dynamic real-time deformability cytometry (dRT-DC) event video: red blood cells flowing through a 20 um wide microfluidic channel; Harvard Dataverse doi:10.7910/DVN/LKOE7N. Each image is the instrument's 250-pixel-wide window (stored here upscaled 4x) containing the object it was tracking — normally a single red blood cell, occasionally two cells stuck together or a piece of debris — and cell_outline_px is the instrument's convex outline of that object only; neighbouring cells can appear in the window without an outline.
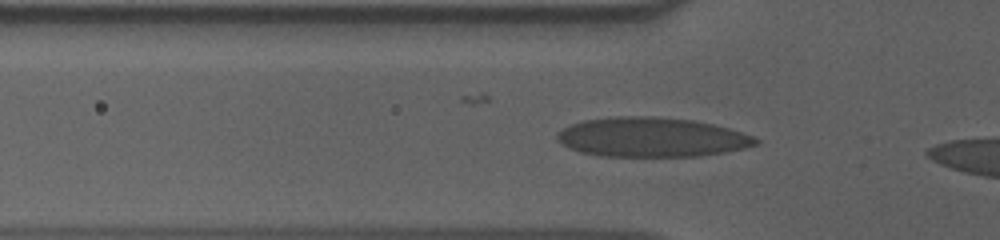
{"species": "human", "species_latin": "Homo sapiens", "temperature_condition": "cold", "stored_images_in_passage": 7, "camera_frame_rate_fps": 3000, "um_per_image_px": 0.085, "donor": {"sex": "male"}, "frame": {"image": 1, "passage_image": 4, "time_ms": 1.0, "image_size_px": [1000, 240], "cell_outline_px": [[760, 144], [744, 148], [724, 152], [700, 156], [600, 156], [580, 152], [568, 148], [560, 144], [556, 140], [556, 132], [572, 124], [584, 120], [608, 116], [656, 116], [692, 120], [712, 124], [728, 128], [756, 136], [760, 140]], "centroid_in_image_um": [55.37, 11.66], "position_along_channel_um": 70.4, "area_um2": 46.12}}